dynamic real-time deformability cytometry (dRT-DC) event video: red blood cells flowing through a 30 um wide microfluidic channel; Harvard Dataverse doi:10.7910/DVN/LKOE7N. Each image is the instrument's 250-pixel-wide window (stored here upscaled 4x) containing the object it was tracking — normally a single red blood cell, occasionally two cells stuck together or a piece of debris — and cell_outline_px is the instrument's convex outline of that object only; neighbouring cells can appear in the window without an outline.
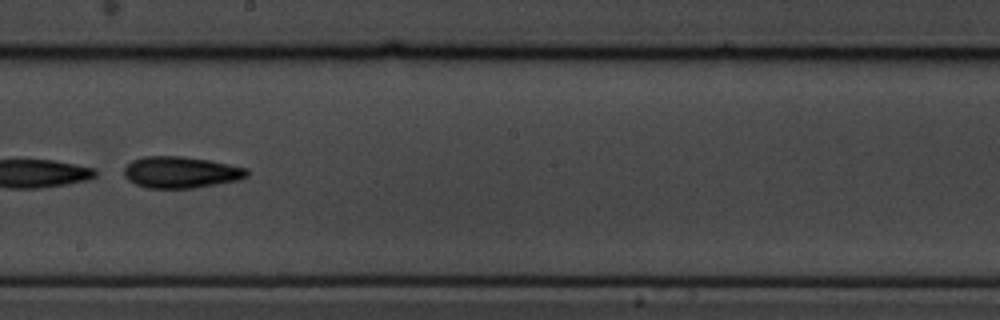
{"species": "common noctule bat (a hibernating species)", "species_latin": "Nyctalus noctula", "temperature_condition": "cold", "stored_images_in_passage": 9, "camera_frame_rate_fps": 3000, "um_per_image_px": 0.085, "animal": {"sex": "male", "body_mass_g": 19.5, "forearm_length_mm": 54.6}, "frame": {"image": 1, "passage_image": 7, "time_ms": 7.0, "image_size_px": [1000, 320], "cell_outline_px": [[248, 176], [240, 180], [192, 188], [148, 188], [136, 184], [128, 180], [124, 176], [124, 168], [132, 160], [144, 156], [184, 156], [208, 160], [248, 168]], "centroid_in_image_um": [15.37, 14.64], "position_along_channel_um": 232.8, "area_um2": 22.6}}